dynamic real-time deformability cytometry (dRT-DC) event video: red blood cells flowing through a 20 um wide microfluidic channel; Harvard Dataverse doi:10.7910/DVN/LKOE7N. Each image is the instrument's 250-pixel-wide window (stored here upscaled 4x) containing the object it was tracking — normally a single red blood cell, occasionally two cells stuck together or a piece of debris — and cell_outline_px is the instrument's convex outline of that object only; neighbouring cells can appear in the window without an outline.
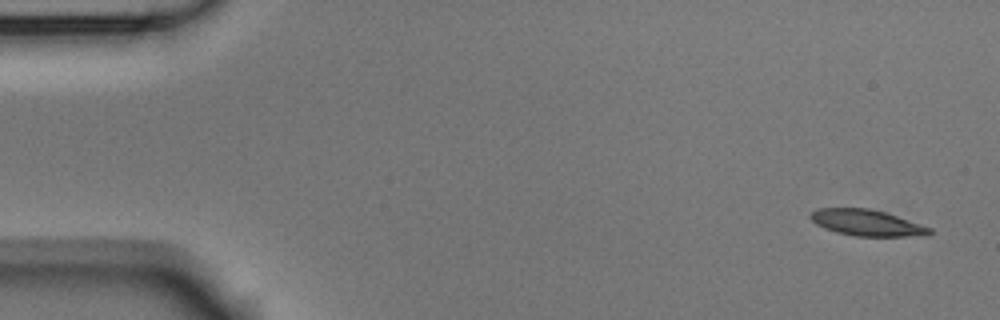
{"species": "Egyptian fruit bat (a non-hibernating species)", "species_latin": "Rousettus aegyptiacus", "temperature_condition": "room temperature", "stored_images_in_passage": 8, "camera_frame_rate_fps": 3000, "um_per_image_px": 0.085, "animal": {"sex": "male"}, "frame": {"image": 1, "passage_image": 1, "time_ms": 0.0, "image_size_px": [1000, 320], "cell_outline_px": [[932, 232], [928, 236], [856, 236], [836, 232], [824, 228], [816, 224], [808, 216], [816, 208], [868, 208], [884, 212], [932, 228]], "centroid_in_image_um": [73.67, 18.94], "position_along_channel_um": 11.3, "area_um2": 18.09}}
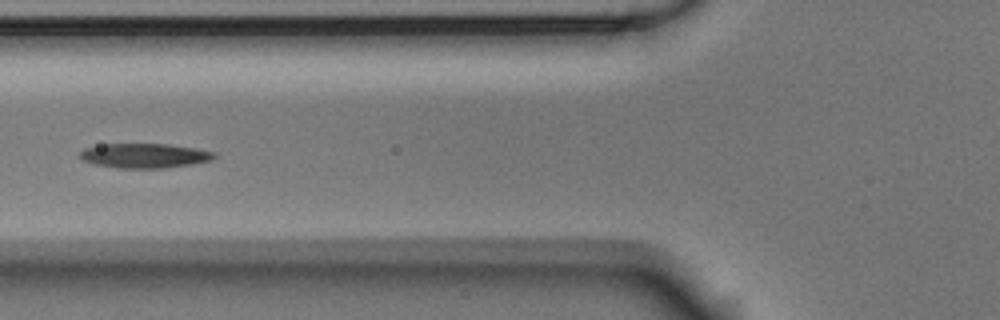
{"frame": {"image": 2, "passage_image": 5, "time_ms": 1.333, "image_size_px": [1000, 320], "cell_outline_px": [[216, 156], [212, 160], [192, 164], [164, 168], [116, 168], [92, 164], [84, 160], [80, 156], [80, 152], [84, 148], [100, 144], [168, 144], [196, 148], [216, 152]], "centroid_in_image_um": [12.29, 13.23], "position_along_channel_um": 113.5, "area_um2": 19.36}}
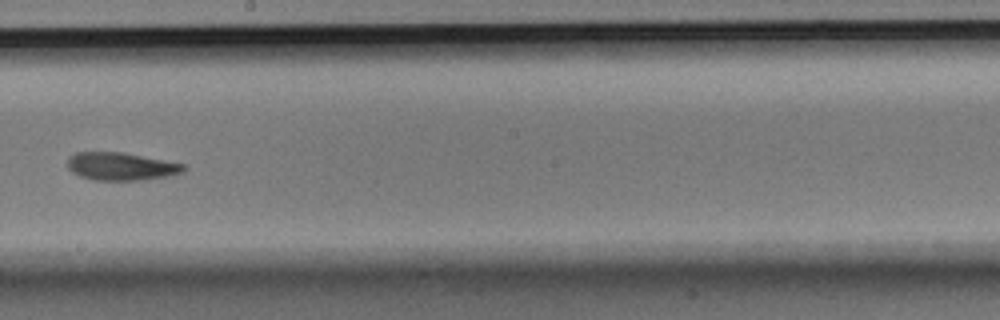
{"frame": {"image": 3, "passage_image": 8, "time_ms": 2.333, "image_size_px": [1000, 320], "cell_outline_px": [[188, 168], [184, 172], [168, 176], [140, 180], [92, 180], [80, 176], [72, 172], [68, 168], [68, 156], [76, 152], [124, 152], [184, 164]], "centroid_in_image_um": [10.29, 14.14], "position_along_channel_um": 237.9, "area_um2": 18.96}}